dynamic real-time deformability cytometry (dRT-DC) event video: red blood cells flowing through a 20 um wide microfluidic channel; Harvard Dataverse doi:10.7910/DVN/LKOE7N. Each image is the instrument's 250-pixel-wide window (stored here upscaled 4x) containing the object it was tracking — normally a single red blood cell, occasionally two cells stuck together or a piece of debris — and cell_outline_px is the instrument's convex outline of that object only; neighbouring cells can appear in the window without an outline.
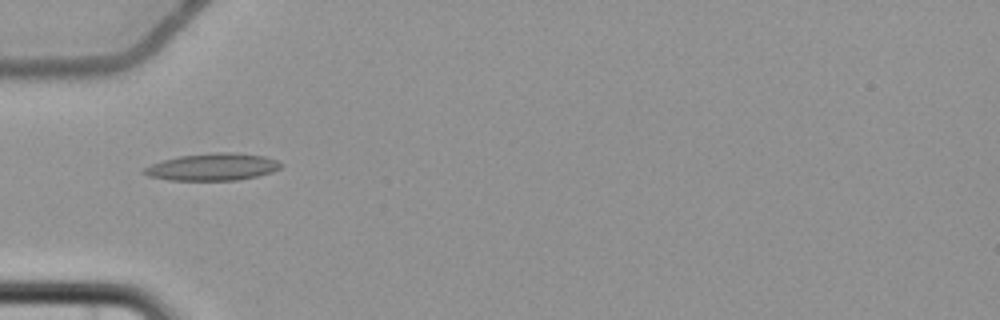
{"species": "common noctule bat (a hibernating species)", "species_latin": "Nyctalus noctula", "temperature_condition": "cold", "stored_images_in_passage": 7, "camera_frame_rate_fps": 3000, "um_per_image_px": 0.085, "animal": {"sex": "female", "body_mass_g": 22.7, "forearm_length_mm": 54.2}, "frame": {"image": 1, "passage_image": 2, "time_ms": 2.333, "image_size_px": [1000, 320], "cell_outline_px": [[284, 164], [280, 168], [272, 172], [256, 176], [236, 180], [168, 180], [148, 176], [140, 172], [144, 168], [152, 164], [164, 160], [180, 156], [216, 152], [236, 152], [264, 156], [276, 160]], "centroid_in_image_um": [18.08, 14.19], "position_along_channel_um": 66.9, "area_um2": 21.62}}
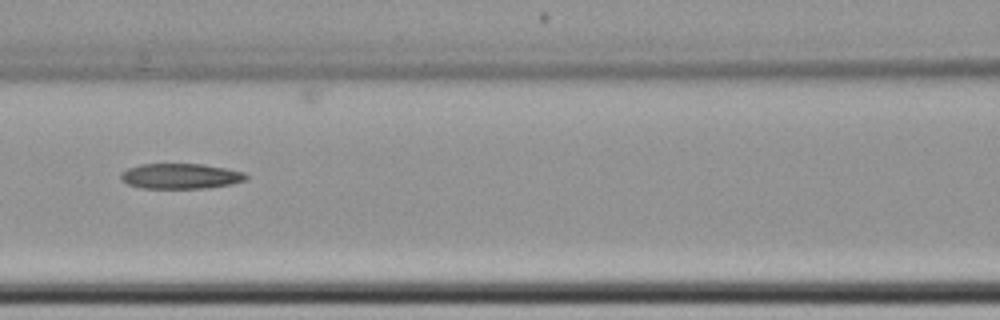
{"frame": {"image": 2, "passage_image": 4, "time_ms": 4.667, "image_size_px": [1000, 320], "cell_outline_px": [[248, 180], [232, 184], [208, 188], [140, 188], [128, 184], [120, 180], [120, 172], [128, 168], [140, 164], [204, 164], [244, 172], [248, 176]], "centroid_in_image_um": [15.34, 14.97], "position_along_channel_um": 151.3, "area_um2": 18.67}}
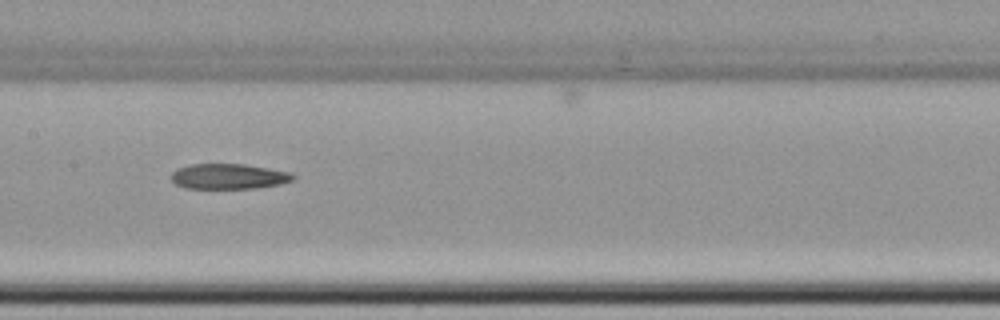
{"frame": {"image": 3, "passage_image": 5, "time_ms": 5.667, "image_size_px": [1000, 320], "cell_outline_px": [[296, 176], [292, 180], [280, 184], [260, 188], [184, 188], [176, 184], [172, 180], [172, 172], [176, 168], [188, 164], [244, 164], [292, 172]], "centroid_in_image_um": [19.44, 14.99], "position_along_channel_um": 188.0, "area_um2": 18.09}}